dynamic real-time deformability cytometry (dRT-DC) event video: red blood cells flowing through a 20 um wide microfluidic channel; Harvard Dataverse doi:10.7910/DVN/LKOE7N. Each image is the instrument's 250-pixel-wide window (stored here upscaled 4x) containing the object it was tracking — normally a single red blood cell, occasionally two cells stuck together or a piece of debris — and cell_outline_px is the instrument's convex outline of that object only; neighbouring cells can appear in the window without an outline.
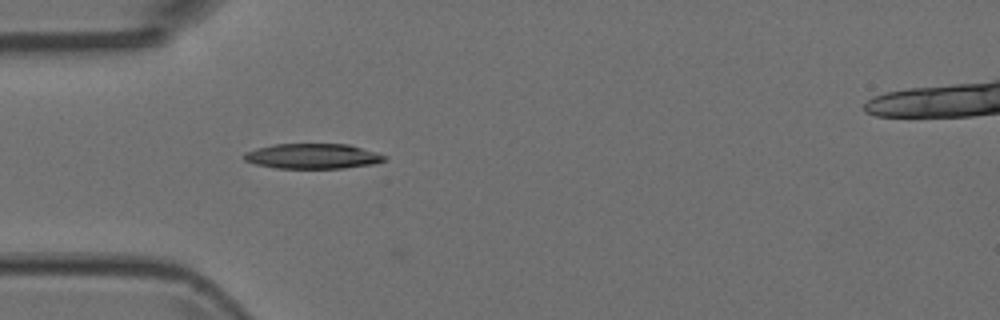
{"species": "Egyptian fruit bat (a non-hibernating species)", "species_latin": "Rousettus aegyptiacus", "temperature_condition": "room temperature", "stored_images_in_passage": 5, "camera_frame_rate_fps": 3000, "um_per_image_px": 0.085, "animal": {"sex": "female"}, "frame": {"image": 1, "passage_image": 5, "time_ms": 1.333, "image_size_px": [1000, 320], "cell_outline_px": [[388, 156], [384, 160], [372, 164], [344, 168], [276, 168], [256, 164], [244, 160], [240, 156], [244, 152], [256, 148], [276, 144], [348, 144], [376, 152]], "centroid_in_image_um": [26.54, 13.27], "position_along_channel_um": 58.5, "area_um2": 20.58}}